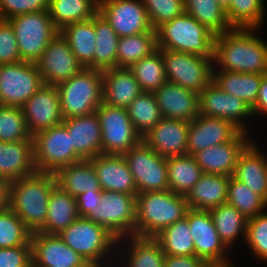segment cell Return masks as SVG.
Here are the masks:
<instances>
[{
    "label": "cell",
    "instance_id": "1",
    "mask_svg": "<svg viewBox=\"0 0 267 267\" xmlns=\"http://www.w3.org/2000/svg\"><path fill=\"white\" fill-rule=\"evenodd\" d=\"M256 30L232 28L215 35L213 69L266 74L267 43Z\"/></svg>",
    "mask_w": 267,
    "mask_h": 267
},
{
    "label": "cell",
    "instance_id": "2",
    "mask_svg": "<svg viewBox=\"0 0 267 267\" xmlns=\"http://www.w3.org/2000/svg\"><path fill=\"white\" fill-rule=\"evenodd\" d=\"M57 185L55 173L36 171L8 183L7 206L31 231H38L46 221L48 200Z\"/></svg>",
    "mask_w": 267,
    "mask_h": 267
},
{
    "label": "cell",
    "instance_id": "3",
    "mask_svg": "<svg viewBox=\"0 0 267 267\" xmlns=\"http://www.w3.org/2000/svg\"><path fill=\"white\" fill-rule=\"evenodd\" d=\"M188 209L186 197L170 190L137 194L135 236L154 238L185 218Z\"/></svg>",
    "mask_w": 267,
    "mask_h": 267
},
{
    "label": "cell",
    "instance_id": "4",
    "mask_svg": "<svg viewBox=\"0 0 267 267\" xmlns=\"http://www.w3.org/2000/svg\"><path fill=\"white\" fill-rule=\"evenodd\" d=\"M158 49L214 58L215 35L186 12L156 29Z\"/></svg>",
    "mask_w": 267,
    "mask_h": 267
},
{
    "label": "cell",
    "instance_id": "5",
    "mask_svg": "<svg viewBox=\"0 0 267 267\" xmlns=\"http://www.w3.org/2000/svg\"><path fill=\"white\" fill-rule=\"evenodd\" d=\"M103 73L83 68L75 76L57 85L63 119L96 112L102 104Z\"/></svg>",
    "mask_w": 267,
    "mask_h": 267
},
{
    "label": "cell",
    "instance_id": "6",
    "mask_svg": "<svg viewBox=\"0 0 267 267\" xmlns=\"http://www.w3.org/2000/svg\"><path fill=\"white\" fill-rule=\"evenodd\" d=\"M58 235L87 263L104 264L108 267V263L104 261L108 256L111 258L112 251L116 252L115 247L118 239L105 227L86 217H78Z\"/></svg>",
    "mask_w": 267,
    "mask_h": 267
},
{
    "label": "cell",
    "instance_id": "7",
    "mask_svg": "<svg viewBox=\"0 0 267 267\" xmlns=\"http://www.w3.org/2000/svg\"><path fill=\"white\" fill-rule=\"evenodd\" d=\"M7 21L13 27L23 62L36 63L49 42L59 33L49 11L20 14Z\"/></svg>",
    "mask_w": 267,
    "mask_h": 267
},
{
    "label": "cell",
    "instance_id": "8",
    "mask_svg": "<svg viewBox=\"0 0 267 267\" xmlns=\"http://www.w3.org/2000/svg\"><path fill=\"white\" fill-rule=\"evenodd\" d=\"M86 218L105 227L118 240L135 236L136 195L102 191L101 202Z\"/></svg>",
    "mask_w": 267,
    "mask_h": 267
},
{
    "label": "cell",
    "instance_id": "9",
    "mask_svg": "<svg viewBox=\"0 0 267 267\" xmlns=\"http://www.w3.org/2000/svg\"><path fill=\"white\" fill-rule=\"evenodd\" d=\"M32 137L34 163L39 172L56 173L64 166L84 160L72 148L71 136L63 123Z\"/></svg>",
    "mask_w": 267,
    "mask_h": 267
},
{
    "label": "cell",
    "instance_id": "10",
    "mask_svg": "<svg viewBox=\"0 0 267 267\" xmlns=\"http://www.w3.org/2000/svg\"><path fill=\"white\" fill-rule=\"evenodd\" d=\"M168 82L200 94L213 81V59L161 49Z\"/></svg>",
    "mask_w": 267,
    "mask_h": 267
},
{
    "label": "cell",
    "instance_id": "11",
    "mask_svg": "<svg viewBox=\"0 0 267 267\" xmlns=\"http://www.w3.org/2000/svg\"><path fill=\"white\" fill-rule=\"evenodd\" d=\"M137 187V194L169 190L167 158L143 140L123 154Z\"/></svg>",
    "mask_w": 267,
    "mask_h": 267
},
{
    "label": "cell",
    "instance_id": "12",
    "mask_svg": "<svg viewBox=\"0 0 267 267\" xmlns=\"http://www.w3.org/2000/svg\"><path fill=\"white\" fill-rule=\"evenodd\" d=\"M96 113L102 131L101 154L123 155L142 140L134 129L126 108L102 103Z\"/></svg>",
    "mask_w": 267,
    "mask_h": 267
},
{
    "label": "cell",
    "instance_id": "13",
    "mask_svg": "<svg viewBox=\"0 0 267 267\" xmlns=\"http://www.w3.org/2000/svg\"><path fill=\"white\" fill-rule=\"evenodd\" d=\"M186 218L195 256L204 259L212 267H234L232 261L227 259L229 249L218 235L210 211L189 208Z\"/></svg>",
    "mask_w": 267,
    "mask_h": 267
},
{
    "label": "cell",
    "instance_id": "14",
    "mask_svg": "<svg viewBox=\"0 0 267 267\" xmlns=\"http://www.w3.org/2000/svg\"><path fill=\"white\" fill-rule=\"evenodd\" d=\"M43 85L36 63L3 64L0 70V105L22 107Z\"/></svg>",
    "mask_w": 267,
    "mask_h": 267
},
{
    "label": "cell",
    "instance_id": "15",
    "mask_svg": "<svg viewBox=\"0 0 267 267\" xmlns=\"http://www.w3.org/2000/svg\"><path fill=\"white\" fill-rule=\"evenodd\" d=\"M98 12L107 20L119 38L153 29L142 0H99Z\"/></svg>",
    "mask_w": 267,
    "mask_h": 267
},
{
    "label": "cell",
    "instance_id": "16",
    "mask_svg": "<svg viewBox=\"0 0 267 267\" xmlns=\"http://www.w3.org/2000/svg\"><path fill=\"white\" fill-rule=\"evenodd\" d=\"M198 105L199 115L223 118L232 122L242 132H248L245 120L253 116L252 108L243 100L224 92L213 81L199 94Z\"/></svg>",
    "mask_w": 267,
    "mask_h": 267
},
{
    "label": "cell",
    "instance_id": "17",
    "mask_svg": "<svg viewBox=\"0 0 267 267\" xmlns=\"http://www.w3.org/2000/svg\"><path fill=\"white\" fill-rule=\"evenodd\" d=\"M36 65L44 84L53 86L68 80L83 69L60 33L49 42Z\"/></svg>",
    "mask_w": 267,
    "mask_h": 267
},
{
    "label": "cell",
    "instance_id": "18",
    "mask_svg": "<svg viewBox=\"0 0 267 267\" xmlns=\"http://www.w3.org/2000/svg\"><path fill=\"white\" fill-rule=\"evenodd\" d=\"M27 127L32 136L63 123L57 86L44 84L22 106Z\"/></svg>",
    "mask_w": 267,
    "mask_h": 267
},
{
    "label": "cell",
    "instance_id": "19",
    "mask_svg": "<svg viewBox=\"0 0 267 267\" xmlns=\"http://www.w3.org/2000/svg\"><path fill=\"white\" fill-rule=\"evenodd\" d=\"M32 267H84L87 261L58 234L31 233Z\"/></svg>",
    "mask_w": 267,
    "mask_h": 267
},
{
    "label": "cell",
    "instance_id": "20",
    "mask_svg": "<svg viewBox=\"0 0 267 267\" xmlns=\"http://www.w3.org/2000/svg\"><path fill=\"white\" fill-rule=\"evenodd\" d=\"M240 132L241 130L228 120L198 115L190 122L187 154L193 156L211 146L231 142Z\"/></svg>",
    "mask_w": 267,
    "mask_h": 267
},
{
    "label": "cell",
    "instance_id": "21",
    "mask_svg": "<svg viewBox=\"0 0 267 267\" xmlns=\"http://www.w3.org/2000/svg\"><path fill=\"white\" fill-rule=\"evenodd\" d=\"M247 134L241 131L231 142L211 146L194 154L203 173L233 176L238 157L254 141Z\"/></svg>",
    "mask_w": 267,
    "mask_h": 267
},
{
    "label": "cell",
    "instance_id": "22",
    "mask_svg": "<svg viewBox=\"0 0 267 267\" xmlns=\"http://www.w3.org/2000/svg\"><path fill=\"white\" fill-rule=\"evenodd\" d=\"M189 126L188 121L162 118L142 140L162 157L185 155Z\"/></svg>",
    "mask_w": 267,
    "mask_h": 267
},
{
    "label": "cell",
    "instance_id": "23",
    "mask_svg": "<svg viewBox=\"0 0 267 267\" xmlns=\"http://www.w3.org/2000/svg\"><path fill=\"white\" fill-rule=\"evenodd\" d=\"M153 94L163 118L191 122L199 115L197 92L167 81Z\"/></svg>",
    "mask_w": 267,
    "mask_h": 267
},
{
    "label": "cell",
    "instance_id": "24",
    "mask_svg": "<svg viewBox=\"0 0 267 267\" xmlns=\"http://www.w3.org/2000/svg\"><path fill=\"white\" fill-rule=\"evenodd\" d=\"M103 191L137 195V187L123 155L100 154L89 159Z\"/></svg>",
    "mask_w": 267,
    "mask_h": 267
},
{
    "label": "cell",
    "instance_id": "25",
    "mask_svg": "<svg viewBox=\"0 0 267 267\" xmlns=\"http://www.w3.org/2000/svg\"><path fill=\"white\" fill-rule=\"evenodd\" d=\"M33 139L0 141V179L7 183L35 173Z\"/></svg>",
    "mask_w": 267,
    "mask_h": 267
},
{
    "label": "cell",
    "instance_id": "26",
    "mask_svg": "<svg viewBox=\"0 0 267 267\" xmlns=\"http://www.w3.org/2000/svg\"><path fill=\"white\" fill-rule=\"evenodd\" d=\"M102 73V103L106 105L127 108L143 92L129 68L114 67Z\"/></svg>",
    "mask_w": 267,
    "mask_h": 267
},
{
    "label": "cell",
    "instance_id": "27",
    "mask_svg": "<svg viewBox=\"0 0 267 267\" xmlns=\"http://www.w3.org/2000/svg\"><path fill=\"white\" fill-rule=\"evenodd\" d=\"M71 136L72 148L83 158L91 159L101 154L102 131L96 112L63 120Z\"/></svg>",
    "mask_w": 267,
    "mask_h": 267
},
{
    "label": "cell",
    "instance_id": "28",
    "mask_svg": "<svg viewBox=\"0 0 267 267\" xmlns=\"http://www.w3.org/2000/svg\"><path fill=\"white\" fill-rule=\"evenodd\" d=\"M256 143V144H255ZM252 141L240 154L233 177L267 202V157Z\"/></svg>",
    "mask_w": 267,
    "mask_h": 267
},
{
    "label": "cell",
    "instance_id": "29",
    "mask_svg": "<svg viewBox=\"0 0 267 267\" xmlns=\"http://www.w3.org/2000/svg\"><path fill=\"white\" fill-rule=\"evenodd\" d=\"M229 179L230 176L203 173L200 180L185 196L188 207L209 211L227 203Z\"/></svg>",
    "mask_w": 267,
    "mask_h": 267
},
{
    "label": "cell",
    "instance_id": "30",
    "mask_svg": "<svg viewBox=\"0 0 267 267\" xmlns=\"http://www.w3.org/2000/svg\"><path fill=\"white\" fill-rule=\"evenodd\" d=\"M57 185L75 198L85 192H102L97 173L89 159L60 168L56 173Z\"/></svg>",
    "mask_w": 267,
    "mask_h": 267
},
{
    "label": "cell",
    "instance_id": "31",
    "mask_svg": "<svg viewBox=\"0 0 267 267\" xmlns=\"http://www.w3.org/2000/svg\"><path fill=\"white\" fill-rule=\"evenodd\" d=\"M45 224L38 230L46 234H59L78 217L77 200L56 185L48 200Z\"/></svg>",
    "mask_w": 267,
    "mask_h": 267
},
{
    "label": "cell",
    "instance_id": "32",
    "mask_svg": "<svg viewBox=\"0 0 267 267\" xmlns=\"http://www.w3.org/2000/svg\"><path fill=\"white\" fill-rule=\"evenodd\" d=\"M59 33L68 42L83 68L93 69V54L96 45L95 16L86 21L65 25Z\"/></svg>",
    "mask_w": 267,
    "mask_h": 267
},
{
    "label": "cell",
    "instance_id": "33",
    "mask_svg": "<svg viewBox=\"0 0 267 267\" xmlns=\"http://www.w3.org/2000/svg\"><path fill=\"white\" fill-rule=\"evenodd\" d=\"M261 81L262 74L213 69V82L224 92L243 100L251 108L257 102Z\"/></svg>",
    "mask_w": 267,
    "mask_h": 267
},
{
    "label": "cell",
    "instance_id": "34",
    "mask_svg": "<svg viewBox=\"0 0 267 267\" xmlns=\"http://www.w3.org/2000/svg\"><path fill=\"white\" fill-rule=\"evenodd\" d=\"M120 244L125 247L129 245V250H122L123 254L126 253L124 258L127 259L124 267H164L165 254L154 238L129 236L119 239L117 247H120Z\"/></svg>",
    "mask_w": 267,
    "mask_h": 267
},
{
    "label": "cell",
    "instance_id": "35",
    "mask_svg": "<svg viewBox=\"0 0 267 267\" xmlns=\"http://www.w3.org/2000/svg\"><path fill=\"white\" fill-rule=\"evenodd\" d=\"M167 172L169 190L183 196L189 193L203 175L195 158L188 154L167 158Z\"/></svg>",
    "mask_w": 267,
    "mask_h": 267
},
{
    "label": "cell",
    "instance_id": "36",
    "mask_svg": "<svg viewBox=\"0 0 267 267\" xmlns=\"http://www.w3.org/2000/svg\"><path fill=\"white\" fill-rule=\"evenodd\" d=\"M95 35L93 69L105 71L116 67L119 36L99 12L95 15Z\"/></svg>",
    "mask_w": 267,
    "mask_h": 267
},
{
    "label": "cell",
    "instance_id": "37",
    "mask_svg": "<svg viewBox=\"0 0 267 267\" xmlns=\"http://www.w3.org/2000/svg\"><path fill=\"white\" fill-rule=\"evenodd\" d=\"M157 49L156 29L128 37H121L117 44L116 67L129 68L133 63L150 56Z\"/></svg>",
    "mask_w": 267,
    "mask_h": 267
},
{
    "label": "cell",
    "instance_id": "38",
    "mask_svg": "<svg viewBox=\"0 0 267 267\" xmlns=\"http://www.w3.org/2000/svg\"><path fill=\"white\" fill-rule=\"evenodd\" d=\"M99 11V0H51L50 17L58 30L65 25L91 19Z\"/></svg>",
    "mask_w": 267,
    "mask_h": 267
},
{
    "label": "cell",
    "instance_id": "39",
    "mask_svg": "<svg viewBox=\"0 0 267 267\" xmlns=\"http://www.w3.org/2000/svg\"><path fill=\"white\" fill-rule=\"evenodd\" d=\"M209 211L218 235L229 249L240 235L245 239L248 219L235 207L224 203Z\"/></svg>",
    "mask_w": 267,
    "mask_h": 267
},
{
    "label": "cell",
    "instance_id": "40",
    "mask_svg": "<svg viewBox=\"0 0 267 267\" xmlns=\"http://www.w3.org/2000/svg\"><path fill=\"white\" fill-rule=\"evenodd\" d=\"M154 239L165 255L195 256L194 242L186 217L165 228Z\"/></svg>",
    "mask_w": 267,
    "mask_h": 267
},
{
    "label": "cell",
    "instance_id": "41",
    "mask_svg": "<svg viewBox=\"0 0 267 267\" xmlns=\"http://www.w3.org/2000/svg\"><path fill=\"white\" fill-rule=\"evenodd\" d=\"M185 12L194 17L214 35L232 29L216 0H184Z\"/></svg>",
    "mask_w": 267,
    "mask_h": 267
},
{
    "label": "cell",
    "instance_id": "42",
    "mask_svg": "<svg viewBox=\"0 0 267 267\" xmlns=\"http://www.w3.org/2000/svg\"><path fill=\"white\" fill-rule=\"evenodd\" d=\"M126 109L134 129L141 137L163 118L153 92H142Z\"/></svg>",
    "mask_w": 267,
    "mask_h": 267
},
{
    "label": "cell",
    "instance_id": "43",
    "mask_svg": "<svg viewBox=\"0 0 267 267\" xmlns=\"http://www.w3.org/2000/svg\"><path fill=\"white\" fill-rule=\"evenodd\" d=\"M129 69L143 92H154L167 82L161 49L133 63Z\"/></svg>",
    "mask_w": 267,
    "mask_h": 267
},
{
    "label": "cell",
    "instance_id": "44",
    "mask_svg": "<svg viewBox=\"0 0 267 267\" xmlns=\"http://www.w3.org/2000/svg\"><path fill=\"white\" fill-rule=\"evenodd\" d=\"M264 0H230L225 12L232 28L261 29L265 19Z\"/></svg>",
    "mask_w": 267,
    "mask_h": 267
},
{
    "label": "cell",
    "instance_id": "45",
    "mask_svg": "<svg viewBox=\"0 0 267 267\" xmlns=\"http://www.w3.org/2000/svg\"><path fill=\"white\" fill-rule=\"evenodd\" d=\"M227 203L247 219L267 211V202L233 176L228 181Z\"/></svg>",
    "mask_w": 267,
    "mask_h": 267
},
{
    "label": "cell",
    "instance_id": "46",
    "mask_svg": "<svg viewBox=\"0 0 267 267\" xmlns=\"http://www.w3.org/2000/svg\"><path fill=\"white\" fill-rule=\"evenodd\" d=\"M31 233L8 206L0 211V248L31 245Z\"/></svg>",
    "mask_w": 267,
    "mask_h": 267
},
{
    "label": "cell",
    "instance_id": "47",
    "mask_svg": "<svg viewBox=\"0 0 267 267\" xmlns=\"http://www.w3.org/2000/svg\"><path fill=\"white\" fill-rule=\"evenodd\" d=\"M33 139L22 107L0 105V141L16 142Z\"/></svg>",
    "mask_w": 267,
    "mask_h": 267
},
{
    "label": "cell",
    "instance_id": "48",
    "mask_svg": "<svg viewBox=\"0 0 267 267\" xmlns=\"http://www.w3.org/2000/svg\"><path fill=\"white\" fill-rule=\"evenodd\" d=\"M247 247L259 261L267 262V212L249 218L245 235Z\"/></svg>",
    "mask_w": 267,
    "mask_h": 267
},
{
    "label": "cell",
    "instance_id": "49",
    "mask_svg": "<svg viewBox=\"0 0 267 267\" xmlns=\"http://www.w3.org/2000/svg\"><path fill=\"white\" fill-rule=\"evenodd\" d=\"M153 29L185 12L184 0H142Z\"/></svg>",
    "mask_w": 267,
    "mask_h": 267
},
{
    "label": "cell",
    "instance_id": "50",
    "mask_svg": "<svg viewBox=\"0 0 267 267\" xmlns=\"http://www.w3.org/2000/svg\"><path fill=\"white\" fill-rule=\"evenodd\" d=\"M51 0H0V19L8 20L20 14L49 11Z\"/></svg>",
    "mask_w": 267,
    "mask_h": 267
},
{
    "label": "cell",
    "instance_id": "51",
    "mask_svg": "<svg viewBox=\"0 0 267 267\" xmlns=\"http://www.w3.org/2000/svg\"><path fill=\"white\" fill-rule=\"evenodd\" d=\"M22 61L13 27L0 19V65Z\"/></svg>",
    "mask_w": 267,
    "mask_h": 267
},
{
    "label": "cell",
    "instance_id": "52",
    "mask_svg": "<svg viewBox=\"0 0 267 267\" xmlns=\"http://www.w3.org/2000/svg\"><path fill=\"white\" fill-rule=\"evenodd\" d=\"M0 267H32V246L0 248Z\"/></svg>",
    "mask_w": 267,
    "mask_h": 267
},
{
    "label": "cell",
    "instance_id": "53",
    "mask_svg": "<svg viewBox=\"0 0 267 267\" xmlns=\"http://www.w3.org/2000/svg\"><path fill=\"white\" fill-rule=\"evenodd\" d=\"M102 192H85L76 197L79 217H86L101 202Z\"/></svg>",
    "mask_w": 267,
    "mask_h": 267
},
{
    "label": "cell",
    "instance_id": "54",
    "mask_svg": "<svg viewBox=\"0 0 267 267\" xmlns=\"http://www.w3.org/2000/svg\"><path fill=\"white\" fill-rule=\"evenodd\" d=\"M164 267H212L204 259L196 256L165 255Z\"/></svg>",
    "mask_w": 267,
    "mask_h": 267
},
{
    "label": "cell",
    "instance_id": "55",
    "mask_svg": "<svg viewBox=\"0 0 267 267\" xmlns=\"http://www.w3.org/2000/svg\"><path fill=\"white\" fill-rule=\"evenodd\" d=\"M253 117L257 114L267 115V73L262 74V81L257 97V102L252 108Z\"/></svg>",
    "mask_w": 267,
    "mask_h": 267
},
{
    "label": "cell",
    "instance_id": "56",
    "mask_svg": "<svg viewBox=\"0 0 267 267\" xmlns=\"http://www.w3.org/2000/svg\"><path fill=\"white\" fill-rule=\"evenodd\" d=\"M8 183L0 179V211L7 207Z\"/></svg>",
    "mask_w": 267,
    "mask_h": 267
},
{
    "label": "cell",
    "instance_id": "57",
    "mask_svg": "<svg viewBox=\"0 0 267 267\" xmlns=\"http://www.w3.org/2000/svg\"><path fill=\"white\" fill-rule=\"evenodd\" d=\"M216 2L218 3V5L221 7L223 11L226 12L229 9L230 0H216Z\"/></svg>",
    "mask_w": 267,
    "mask_h": 267
},
{
    "label": "cell",
    "instance_id": "58",
    "mask_svg": "<svg viewBox=\"0 0 267 267\" xmlns=\"http://www.w3.org/2000/svg\"><path fill=\"white\" fill-rule=\"evenodd\" d=\"M84 267H106V266L99 265V264H93V263H87Z\"/></svg>",
    "mask_w": 267,
    "mask_h": 267
}]
</instances>
